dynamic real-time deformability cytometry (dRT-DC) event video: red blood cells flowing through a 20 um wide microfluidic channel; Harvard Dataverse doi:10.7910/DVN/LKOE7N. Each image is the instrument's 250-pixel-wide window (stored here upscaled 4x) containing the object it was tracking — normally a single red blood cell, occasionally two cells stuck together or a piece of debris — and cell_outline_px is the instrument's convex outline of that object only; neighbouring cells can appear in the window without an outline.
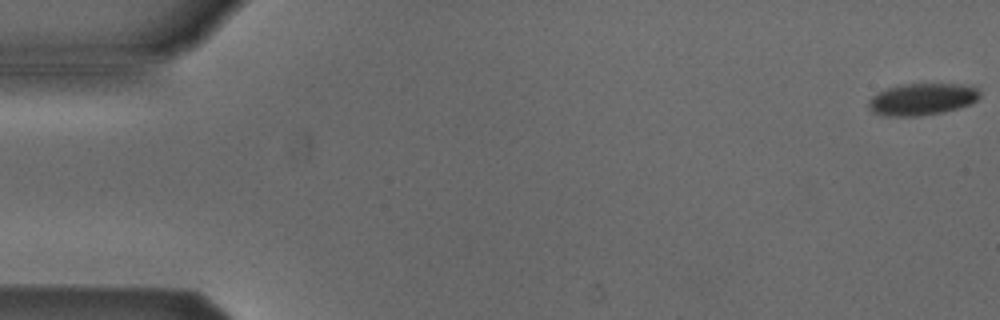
{"species": "Egyptian fruit bat (a non-hibernating species)", "species_latin": "Rousettus aegyptiacus", "temperature_condition": "cold", "stored_images_in_passage": 5, "camera_frame_rate_fps": 3000, "um_per_image_px": 0.085, "animal": {"sex": "male"}, "frame": {"image": 1, "passage_image": 1, "time_ms": 0.0, "image_size_px": [1000, 320], "cell_outline_px": [[980, 96], [972, 104], [960, 108], [944, 112], [920, 116], [884, 116], [872, 112], [868, 108], [868, 100], [872, 96], [888, 88], [904, 84], [956, 84], [976, 88], [980, 92]], "centroid_in_image_um": [78.36, 8.45], "position_along_channel_um": 6.6, "area_um2": 20.69}}
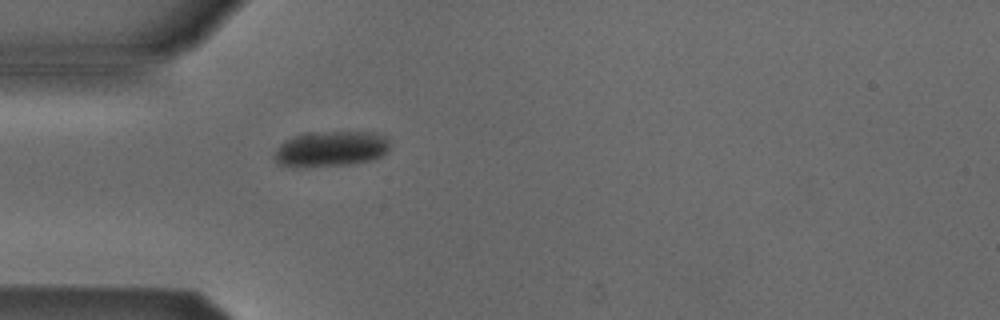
{"frame": {"image": 2, "passage_image": 5, "time_ms": 5.0, "image_size_px": [1000, 320], "cell_outline_px": [[392, 144], [388, 152], [384, 156], [372, 160], [352, 164], [280, 164], [272, 156], [276, 148], [284, 140], [308, 132], [376, 132], [388, 136]], "centroid_in_image_um": [28.26, 12.59], "position_along_channel_um": 56.7, "area_um2": 23.58}}